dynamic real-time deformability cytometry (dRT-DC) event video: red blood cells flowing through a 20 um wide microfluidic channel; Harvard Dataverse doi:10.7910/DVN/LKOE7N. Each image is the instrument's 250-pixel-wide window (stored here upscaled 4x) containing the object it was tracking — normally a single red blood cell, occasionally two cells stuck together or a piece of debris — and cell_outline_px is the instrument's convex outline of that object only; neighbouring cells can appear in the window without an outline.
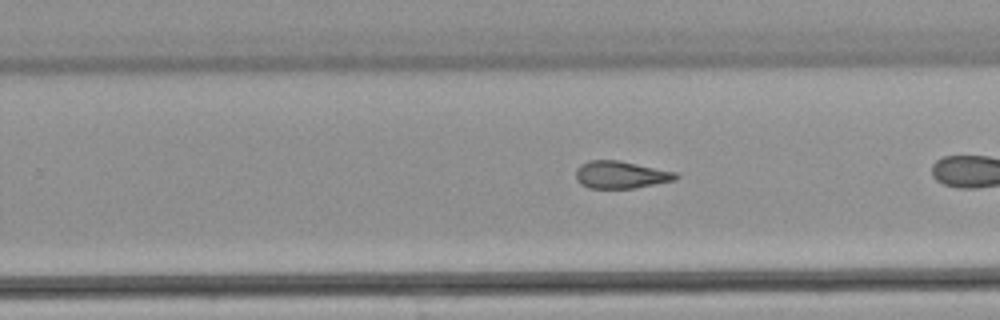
{"species": "common noctule bat (a hibernating species)", "species_latin": "Nyctalus noctula", "temperature_condition": "warm", "stored_images_in_passage": 29, "camera_frame_rate_fps": 3000, "um_per_image_px": 0.085, "animal": {"sex": "male", "body_mass_g": 21.5, "forearm_length_mm": 52.0}, "frame": {"image": 1, "passage_image": 21, "time_ms": 6.667, "image_size_px": [1000, 320], "cell_outline_px": [[680, 176], [676, 180], [636, 188], [588, 188], [580, 184], [576, 180], [576, 168], [580, 164], [588, 160], [620, 160], [680, 172]], "centroid_in_image_um": [52.81, 14.84], "position_along_channel_um": 277.0, "area_um2": 16.42}}